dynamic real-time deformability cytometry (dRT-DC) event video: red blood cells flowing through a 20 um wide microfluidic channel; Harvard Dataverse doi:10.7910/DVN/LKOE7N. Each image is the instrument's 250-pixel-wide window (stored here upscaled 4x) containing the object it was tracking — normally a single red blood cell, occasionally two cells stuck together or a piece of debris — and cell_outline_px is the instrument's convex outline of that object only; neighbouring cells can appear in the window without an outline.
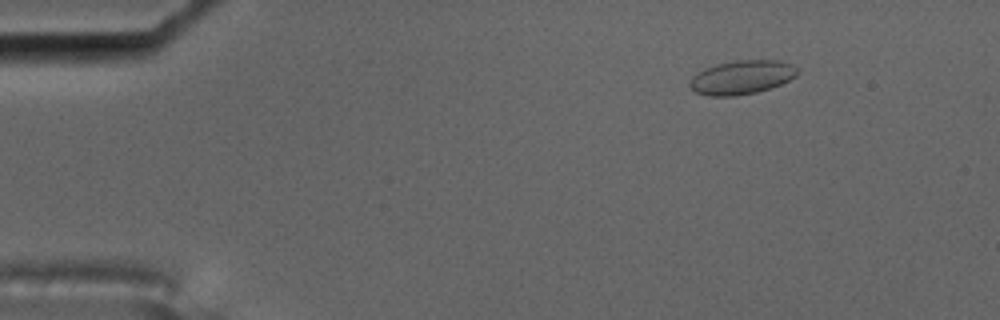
{"species": "common noctule bat (a hibernating species)", "species_latin": "Nyctalus noctula", "temperature_condition": "cold", "stored_images_in_passage": 9, "camera_frame_rate_fps": 3000, "um_per_image_px": 0.085, "animal": {"sex": "male", "body_mass_g": 17.5, "forearm_length_mm": 52.3}, "frame": {"image": 1, "passage_image": 1, "time_ms": 0.0, "image_size_px": [1000, 320], "cell_outline_px": [[800, 72], [796, 76], [780, 84], [756, 92], [736, 96], [708, 96], [696, 92], [688, 84], [692, 76], [696, 72], [704, 68], [716, 64], [736, 60], [780, 60], [792, 64]], "centroid_in_image_um": [63.03, 6.56], "position_along_channel_um": 22.0, "area_um2": 21.33}}
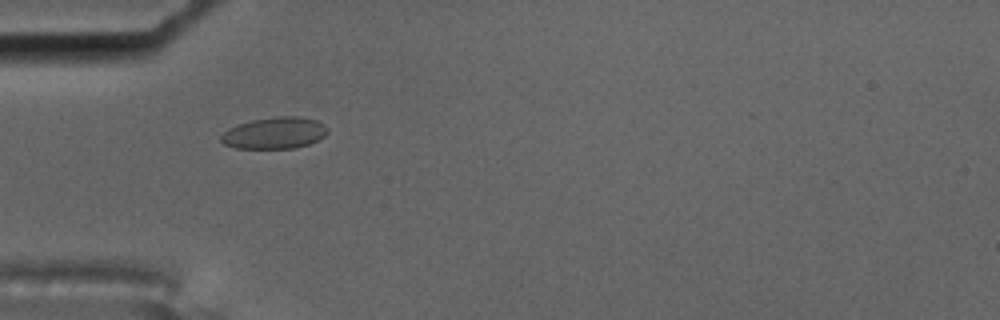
{"frame": {"image": 2, "passage_image": 4, "time_ms": 1.0, "image_size_px": [1000, 320], "cell_outline_px": [[328, 132], [324, 136], [308, 144], [296, 148], [236, 148], [224, 144], [220, 140], [220, 136], [228, 128], [252, 120], [276, 116], [296, 116], [316, 120], [324, 124], [328, 128]], "centroid_in_image_um": [23.34, 11.3], "position_along_channel_um": 61.7, "area_um2": 19.54}}
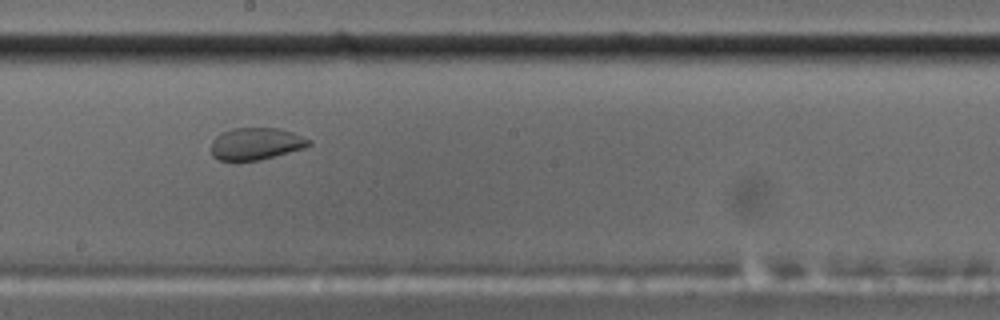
{"frame": {"image": 3, "passage_image": 8, "time_ms": 2.333, "image_size_px": [1000, 320], "cell_outline_px": [[312, 144], [304, 148], [260, 160], [220, 160], [212, 156], [212, 140], [216, 136], [232, 128], [276, 128], [292, 132], [312, 140]], "centroid_in_image_um": [21.78, 12.21], "position_along_channel_um": 226.4, "area_um2": 18.15}}